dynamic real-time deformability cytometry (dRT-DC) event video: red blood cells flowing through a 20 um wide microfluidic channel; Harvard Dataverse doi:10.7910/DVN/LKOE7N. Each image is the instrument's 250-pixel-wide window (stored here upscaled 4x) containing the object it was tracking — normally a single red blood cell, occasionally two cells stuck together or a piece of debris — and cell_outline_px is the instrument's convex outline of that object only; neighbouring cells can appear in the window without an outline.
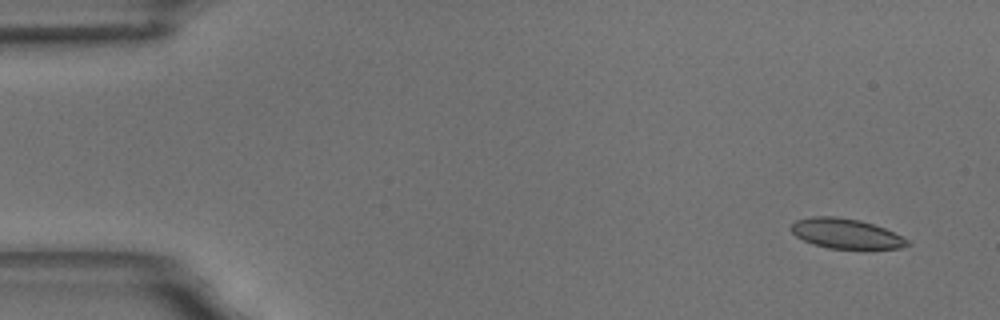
{"species": "common noctule bat (a hibernating species)", "species_latin": "Nyctalus noctula", "temperature_condition": "room temperature", "stored_images_in_passage": 4, "camera_frame_rate_fps": 3000, "um_per_image_px": 0.085, "animal": {"sex": "male", "body_mass_g": 18.8}, "frame": {"image": 1, "passage_image": 1, "time_ms": 0.0, "image_size_px": [1000, 320], "cell_outline_px": [[912, 244], [900, 248], [864, 252], [828, 248], [812, 244], [796, 236], [788, 228], [796, 220], [812, 216], [836, 216], [860, 220], [884, 228], [908, 240]], "centroid_in_image_um": [71.93, 19.91], "position_along_channel_um": 13.1, "area_um2": 21.15}}
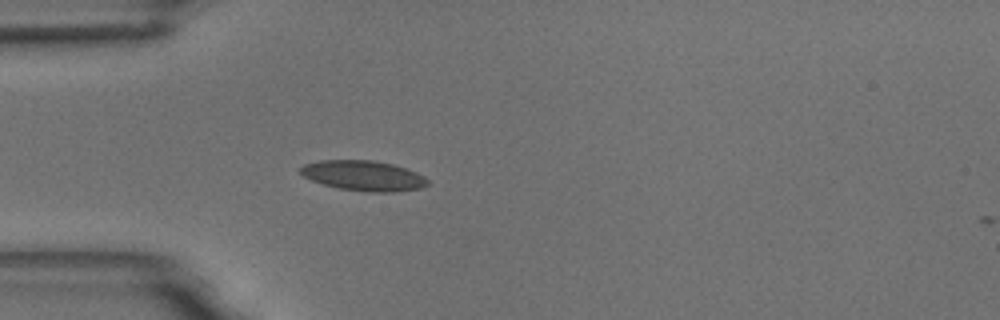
{"frame": {"image": 2, "passage_image": 4, "time_ms": 4.333, "image_size_px": [1000, 320], "cell_outline_px": [[428, 184], [424, 188], [396, 192], [368, 192], [340, 188], [324, 184], [312, 180], [304, 176], [300, 172], [300, 168], [304, 164], [320, 160], [372, 160], [392, 164], [408, 168], [424, 176], [428, 180]], "centroid_in_image_um": [30.95, 14.93], "position_along_channel_um": 54.1, "area_um2": 22.43}}